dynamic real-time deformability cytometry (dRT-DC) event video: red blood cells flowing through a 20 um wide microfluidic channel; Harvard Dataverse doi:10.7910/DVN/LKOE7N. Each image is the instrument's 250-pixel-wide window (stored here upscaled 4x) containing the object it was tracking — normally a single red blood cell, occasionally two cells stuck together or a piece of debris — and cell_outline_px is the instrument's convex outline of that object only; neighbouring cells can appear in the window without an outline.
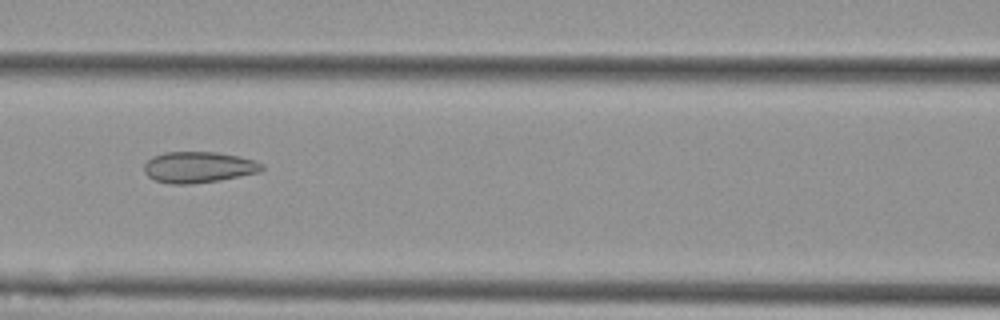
{"species": "Egyptian fruit bat (a non-hibernating species)", "species_latin": "Rousettus aegyptiacus", "temperature_condition": "cold", "stored_images_in_passage": 7, "camera_frame_rate_fps": 3000, "um_per_image_px": 0.085, "animal": {"sex": "female"}, "frame": {"image": 1, "passage_image": 3, "time_ms": 0.667, "image_size_px": [1000, 320], "cell_outline_px": [[264, 168], [260, 172], [220, 180], [192, 184], [168, 184], [156, 180], [148, 176], [144, 172], [144, 164], [152, 156], [164, 152], [216, 152], [240, 156], [256, 160], [264, 164]], "centroid_in_image_um": [16.89, 14.21], "position_along_channel_um": 149.7, "area_um2": 21.56}}
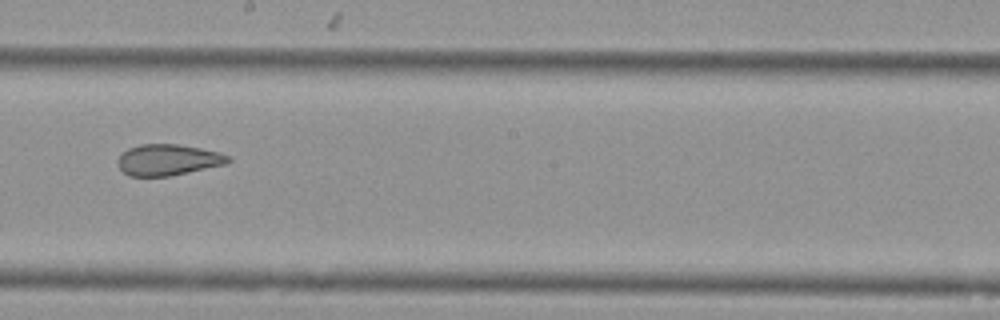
{"frame": {"image": 2, "passage_image": 5, "time_ms": 1.333, "image_size_px": [1000, 320], "cell_outline_px": [[232, 160], [228, 164], [168, 176], [128, 176], [116, 164], [116, 160], [128, 148], [140, 144], [176, 144], [200, 148], [220, 152], [228, 156]], "centroid_in_image_um": [14.28, 13.59], "position_along_channel_um": 233.9, "area_um2": 20.06}}
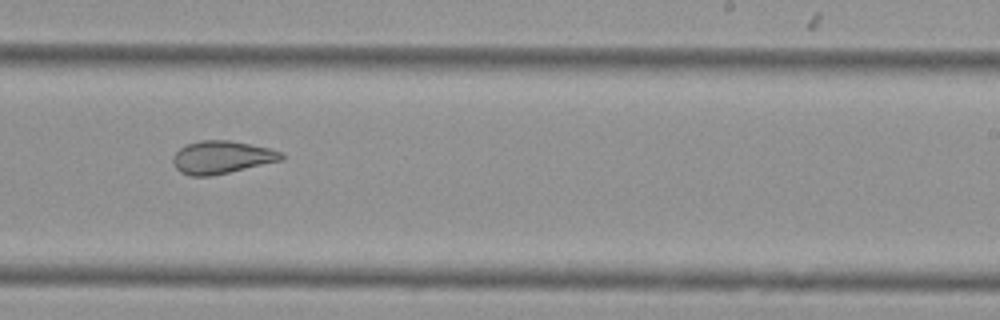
{"frame": {"image": 3, "passage_image": 6, "time_ms": 1.667, "image_size_px": [1000, 320], "cell_outline_px": [[284, 160], [212, 176], [192, 176], [180, 172], [176, 168], [172, 160], [172, 156], [180, 148], [188, 144], [200, 140], [228, 140], [268, 148], [280, 152], [284, 156]], "centroid_in_image_um": [18.83, 13.38], "position_along_channel_um": 270.2, "area_um2": 20.63}}